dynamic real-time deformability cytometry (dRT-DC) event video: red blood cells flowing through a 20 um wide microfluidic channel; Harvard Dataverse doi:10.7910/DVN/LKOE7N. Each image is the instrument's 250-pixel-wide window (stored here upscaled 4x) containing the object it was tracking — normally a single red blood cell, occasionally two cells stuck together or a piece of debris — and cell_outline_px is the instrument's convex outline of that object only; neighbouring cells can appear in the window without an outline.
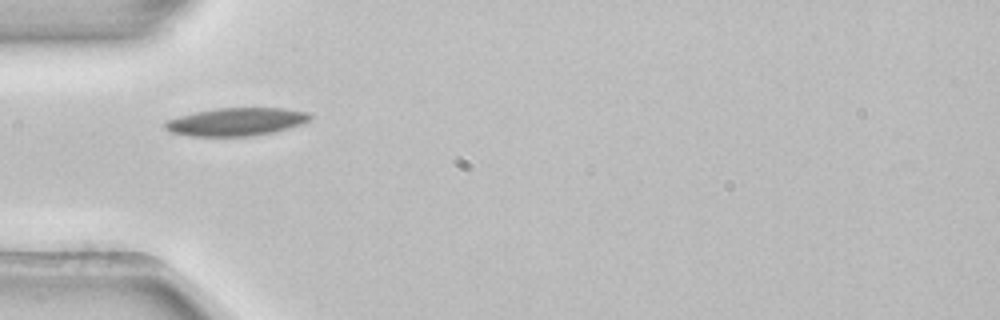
{"species": "common noctule bat (a hibernating species)", "species_latin": "Nyctalus noctula", "temperature_condition": "room temperature", "stored_images_in_passage": 2, "camera_frame_rate_fps": 3000, "um_per_image_px": 0.085, "animal": {"sex": "female", "body_mass_g": 22.7, "forearm_length_mm": 54.2}, "frame": {"image": 1, "passage_image": 1, "time_ms": 0.0, "image_size_px": [1000, 320], "cell_outline_px": [[312, 116], [308, 120], [300, 124], [288, 128], [272, 132], [252, 136], [188, 136], [172, 132], [164, 128], [164, 124], [168, 120], [180, 116], [196, 112], [216, 108], [284, 108], [308, 112]], "centroid_in_image_um": [20.08, 10.35], "position_along_channel_um": 64.9, "area_um2": 23.41}}